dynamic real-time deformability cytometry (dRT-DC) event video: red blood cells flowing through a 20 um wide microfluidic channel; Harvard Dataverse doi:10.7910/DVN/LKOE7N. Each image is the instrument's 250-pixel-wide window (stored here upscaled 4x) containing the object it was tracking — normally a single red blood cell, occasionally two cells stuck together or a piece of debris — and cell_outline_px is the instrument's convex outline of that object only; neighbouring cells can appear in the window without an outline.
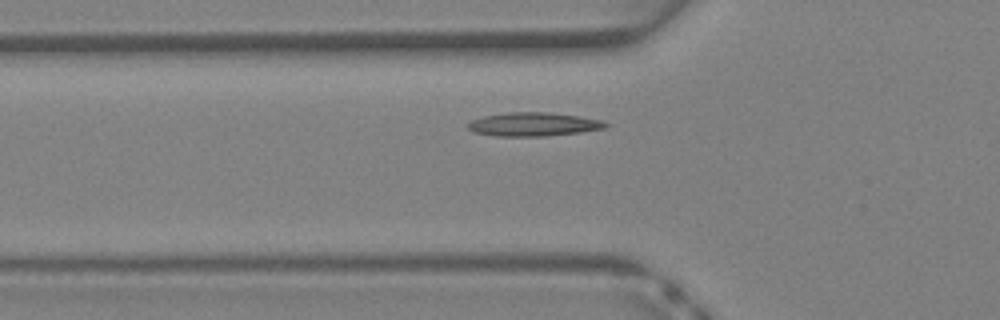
{"species": "Egyptian fruit bat (a non-hibernating species)", "species_latin": "Rousettus aegyptiacus", "temperature_condition": "warm", "stored_images_in_passage": 29, "segment_of_instrument_passage": [1, 2], "camera_frame_rate_fps": 3000, "um_per_image_px": 0.085, "animal": {"sex": "female"}, "frame": {"image": 1, "passage_image": 7, "time_ms": 2.0, "image_size_px": [1000, 320], "cell_outline_px": [[608, 124], [604, 128], [580, 132], [544, 136], [496, 136], [472, 132], [468, 128], [468, 124], [472, 120], [484, 116], [508, 112], [548, 112], [580, 116], [604, 120]], "centroid_in_image_um": [45.35, 10.56], "position_along_channel_um": 80.5, "area_um2": 18.96}}
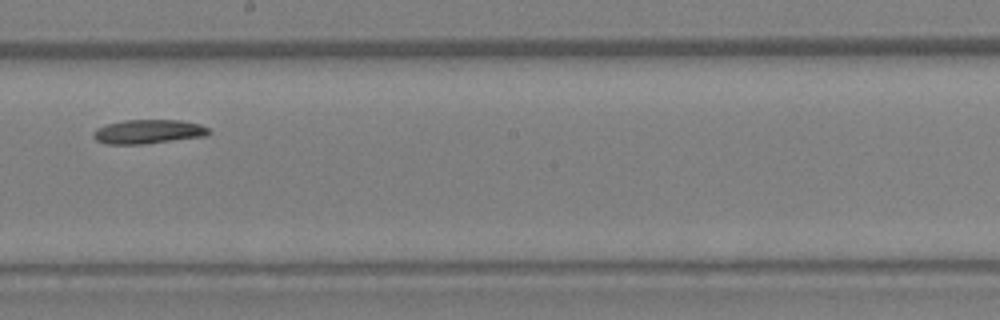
{"frame": {"image": 2, "passage_image": 16, "time_ms": 5.0, "image_size_px": [1000, 320], "cell_outline_px": [[212, 132], [208, 136], [144, 144], [104, 144], [96, 140], [92, 136], [92, 132], [96, 128], [108, 124], [124, 120], [180, 120], [200, 124], [208, 128]], "centroid_in_image_um": [12.61, 11.2], "position_along_channel_um": 235.6, "area_um2": 16.42}}
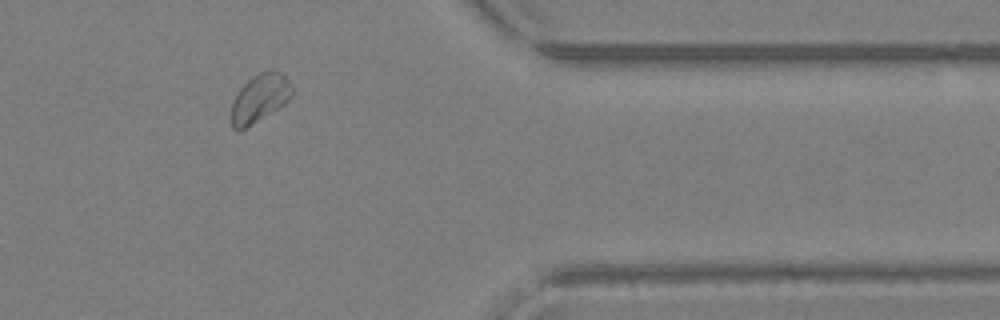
{"frame": {"image": 3, "passage_image": 26, "time_ms": 8.333, "image_size_px": [1000, 320], "cell_outline_px": [[292, 96], [284, 104], [240, 132], [236, 132], [232, 128], [232, 104], [240, 88], [252, 76], [260, 72], [280, 72], [288, 80], [292, 88]], "centroid_in_image_um": [22.06, 8.39], "position_along_channel_um": 389.3, "area_um2": 16.7}}